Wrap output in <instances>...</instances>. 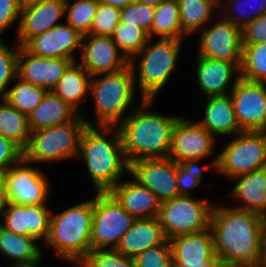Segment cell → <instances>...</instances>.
Masks as SVG:
<instances>
[{
    "label": "cell",
    "instance_id": "obj_51",
    "mask_svg": "<svg viewBox=\"0 0 266 267\" xmlns=\"http://www.w3.org/2000/svg\"><path fill=\"white\" fill-rule=\"evenodd\" d=\"M137 2L143 3L145 5L156 7L159 4L168 1V0H136Z\"/></svg>",
    "mask_w": 266,
    "mask_h": 267
},
{
    "label": "cell",
    "instance_id": "obj_43",
    "mask_svg": "<svg viewBox=\"0 0 266 267\" xmlns=\"http://www.w3.org/2000/svg\"><path fill=\"white\" fill-rule=\"evenodd\" d=\"M177 185L179 195L190 196V190L202 180V169L197 163H177Z\"/></svg>",
    "mask_w": 266,
    "mask_h": 267
},
{
    "label": "cell",
    "instance_id": "obj_17",
    "mask_svg": "<svg viewBox=\"0 0 266 267\" xmlns=\"http://www.w3.org/2000/svg\"><path fill=\"white\" fill-rule=\"evenodd\" d=\"M73 62L69 58L38 57L19 46L17 77L50 91Z\"/></svg>",
    "mask_w": 266,
    "mask_h": 267
},
{
    "label": "cell",
    "instance_id": "obj_50",
    "mask_svg": "<svg viewBox=\"0 0 266 267\" xmlns=\"http://www.w3.org/2000/svg\"><path fill=\"white\" fill-rule=\"evenodd\" d=\"M260 267H266V220L263 234V249H262V261Z\"/></svg>",
    "mask_w": 266,
    "mask_h": 267
},
{
    "label": "cell",
    "instance_id": "obj_10",
    "mask_svg": "<svg viewBox=\"0 0 266 267\" xmlns=\"http://www.w3.org/2000/svg\"><path fill=\"white\" fill-rule=\"evenodd\" d=\"M136 219L109 192L93 199L91 249H115Z\"/></svg>",
    "mask_w": 266,
    "mask_h": 267
},
{
    "label": "cell",
    "instance_id": "obj_37",
    "mask_svg": "<svg viewBox=\"0 0 266 267\" xmlns=\"http://www.w3.org/2000/svg\"><path fill=\"white\" fill-rule=\"evenodd\" d=\"M251 2H252V0H224V2L220 3L219 9H220V12H222V13H228V11H230V10H228L229 6L232 5L231 7L232 8L234 7L233 10L230 11V12H232V14H225L223 16V18L225 20L232 22L233 24L237 25L238 27H240L242 29L246 24H248L251 21H253L254 19L266 14V0H260V1L256 0L255 1L256 4L258 3L257 8L254 7L255 9L252 10L251 9L252 7H250V9H251L250 12H246L243 8H245L246 5H248V6L252 5ZM255 2L253 1L252 3H255ZM227 7H228V9H227ZM222 9H223V11H222ZM247 11H249V9Z\"/></svg>",
    "mask_w": 266,
    "mask_h": 267
},
{
    "label": "cell",
    "instance_id": "obj_49",
    "mask_svg": "<svg viewBox=\"0 0 266 267\" xmlns=\"http://www.w3.org/2000/svg\"><path fill=\"white\" fill-rule=\"evenodd\" d=\"M136 0H98L99 3L108 4L118 8H123L128 6L131 3H134Z\"/></svg>",
    "mask_w": 266,
    "mask_h": 267
},
{
    "label": "cell",
    "instance_id": "obj_8",
    "mask_svg": "<svg viewBox=\"0 0 266 267\" xmlns=\"http://www.w3.org/2000/svg\"><path fill=\"white\" fill-rule=\"evenodd\" d=\"M213 159L218 173L236 178L266 167V132L241 131Z\"/></svg>",
    "mask_w": 266,
    "mask_h": 267
},
{
    "label": "cell",
    "instance_id": "obj_52",
    "mask_svg": "<svg viewBox=\"0 0 266 267\" xmlns=\"http://www.w3.org/2000/svg\"><path fill=\"white\" fill-rule=\"evenodd\" d=\"M41 259L38 261H35L33 263H28V264H12L9 267H39L37 266L38 263H40Z\"/></svg>",
    "mask_w": 266,
    "mask_h": 267
},
{
    "label": "cell",
    "instance_id": "obj_4",
    "mask_svg": "<svg viewBox=\"0 0 266 267\" xmlns=\"http://www.w3.org/2000/svg\"><path fill=\"white\" fill-rule=\"evenodd\" d=\"M92 219L93 199L51 214L49 235L44 242L61 259L77 266L91 250Z\"/></svg>",
    "mask_w": 266,
    "mask_h": 267
},
{
    "label": "cell",
    "instance_id": "obj_5",
    "mask_svg": "<svg viewBox=\"0 0 266 267\" xmlns=\"http://www.w3.org/2000/svg\"><path fill=\"white\" fill-rule=\"evenodd\" d=\"M150 40L152 39L149 38L146 45L135 55L136 57L129 61L134 72L135 85L139 83L142 99L146 100H154L168 81L178 62L182 43L180 39L159 38L152 45ZM137 58L139 59L138 68L135 63ZM136 69L139 77L135 75Z\"/></svg>",
    "mask_w": 266,
    "mask_h": 267
},
{
    "label": "cell",
    "instance_id": "obj_30",
    "mask_svg": "<svg viewBox=\"0 0 266 267\" xmlns=\"http://www.w3.org/2000/svg\"><path fill=\"white\" fill-rule=\"evenodd\" d=\"M1 100L3 102L0 103V134L24 150L31 135L28 116L15 109L5 98Z\"/></svg>",
    "mask_w": 266,
    "mask_h": 267
},
{
    "label": "cell",
    "instance_id": "obj_11",
    "mask_svg": "<svg viewBox=\"0 0 266 267\" xmlns=\"http://www.w3.org/2000/svg\"><path fill=\"white\" fill-rule=\"evenodd\" d=\"M229 91L240 129L266 132V83L237 77Z\"/></svg>",
    "mask_w": 266,
    "mask_h": 267
},
{
    "label": "cell",
    "instance_id": "obj_44",
    "mask_svg": "<svg viewBox=\"0 0 266 267\" xmlns=\"http://www.w3.org/2000/svg\"><path fill=\"white\" fill-rule=\"evenodd\" d=\"M23 158V150L12 140L0 134V174Z\"/></svg>",
    "mask_w": 266,
    "mask_h": 267
},
{
    "label": "cell",
    "instance_id": "obj_29",
    "mask_svg": "<svg viewBox=\"0 0 266 267\" xmlns=\"http://www.w3.org/2000/svg\"><path fill=\"white\" fill-rule=\"evenodd\" d=\"M33 236L19 235L0 224V251L11 259L13 264H28L42 259V251Z\"/></svg>",
    "mask_w": 266,
    "mask_h": 267
},
{
    "label": "cell",
    "instance_id": "obj_23",
    "mask_svg": "<svg viewBox=\"0 0 266 267\" xmlns=\"http://www.w3.org/2000/svg\"><path fill=\"white\" fill-rule=\"evenodd\" d=\"M196 76L202 94L208 96L226 95L227 89L232 84V76L240 77L241 64L228 61L208 59L198 56Z\"/></svg>",
    "mask_w": 266,
    "mask_h": 267
},
{
    "label": "cell",
    "instance_id": "obj_35",
    "mask_svg": "<svg viewBox=\"0 0 266 267\" xmlns=\"http://www.w3.org/2000/svg\"><path fill=\"white\" fill-rule=\"evenodd\" d=\"M111 38L119 51L130 61L146 45L149 36L136 26L120 22Z\"/></svg>",
    "mask_w": 266,
    "mask_h": 267
},
{
    "label": "cell",
    "instance_id": "obj_27",
    "mask_svg": "<svg viewBox=\"0 0 266 267\" xmlns=\"http://www.w3.org/2000/svg\"><path fill=\"white\" fill-rule=\"evenodd\" d=\"M238 179L230 194L244 201L240 210L257 213L266 218V167L233 178Z\"/></svg>",
    "mask_w": 266,
    "mask_h": 267
},
{
    "label": "cell",
    "instance_id": "obj_7",
    "mask_svg": "<svg viewBox=\"0 0 266 267\" xmlns=\"http://www.w3.org/2000/svg\"><path fill=\"white\" fill-rule=\"evenodd\" d=\"M88 125L92 126L79 114L68 123L31 132L23 158L29 163L77 158L81 135Z\"/></svg>",
    "mask_w": 266,
    "mask_h": 267
},
{
    "label": "cell",
    "instance_id": "obj_28",
    "mask_svg": "<svg viewBox=\"0 0 266 267\" xmlns=\"http://www.w3.org/2000/svg\"><path fill=\"white\" fill-rule=\"evenodd\" d=\"M76 62L67 68L52 91L79 113L78 104L89 93L92 76Z\"/></svg>",
    "mask_w": 266,
    "mask_h": 267
},
{
    "label": "cell",
    "instance_id": "obj_16",
    "mask_svg": "<svg viewBox=\"0 0 266 267\" xmlns=\"http://www.w3.org/2000/svg\"><path fill=\"white\" fill-rule=\"evenodd\" d=\"M81 45V61L91 75L112 73L129 65L127 58L119 51L111 36L84 35Z\"/></svg>",
    "mask_w": 266,
    "mask_h": 267
},
{
    "label": "cell",
    "instance_id": "obj_41",
    "mask_svg": "<svg viewBox=\"0 0 266 267\" xmlns=\"http://www.w3.org/2000/svg\"><path fill=\"white\" fill-rule=\"evenodd\" d=\"M12 49L0 40V98H4L8 92L7 87L12 79L17 77V58L19 44Z\"/></svg>",
    "mask_w": 266,
    "mask_h": 267
},
{
    "label": "cell",
    "instance_id": "obj_14",
    "mask_svg": "<svg viewBox=\"0 0 266 267\" xmlns=\"http://www.w3.org/2000/svg\"><path fill=\"white\" fill-rule=\"evenodd\" d=\"M202 27L198 56L242 64L241 28L223 17L210 28Z\"/></svg>",
    "mask_w": 266,
    "mask_h": 267
},
{
    "label": "cell",
    "instance_id": "obj_26",
    "mask_svg": "<svg viewBox=\"0 0 266 267\" xmlns=\"http://www.w3.org/2000/svg\"><path fill=\"white\" fill-rule=\"evenodd\" d=\"M80 113L52 90L47 91L39 105L28 115L31 132L73 121Z\"/></svg>",
    "mask_w": 266,
    "mask_h": 267
},
{
    "label": "cell",
    "instance_id": "obj_24",
    "mask_svg": "<svg viewBox=\"0 0 266 267\" xmlns=\"http://www.w3.org/2000/svg\"><path fill=\"white\" fill-rule=\"evenodd\" d=\"M167 240L158 218L136 219L115 249L125 256L135 257Z\"/></svg>",
    "mask_w": 266,
    "mask_h": 267
},
{
    "label": "cell",
    "instance_id": "obj_42",
    "mask_svg": "<svg viewBox=\"0 0 266 267\" xmlns=\"http://www.w3.org/2000/svg\"><path fill=\"white\" fill-rule=\"evenodd\" d=\"M136 267H173L172 251L169 240L164 244L139 253L134 257Z\"/></svg>",
    "mask_w": 266,
    "mask_h": 267
},
{
    "label": "cell",
    "instance_id": "obj_3",
    "mask_svg": "<svg viewBox=\"0 0 266 267\" xmlns=\"http://www.w3.org/2000/svg\"><path fill=\"white\" fill-rule=\"evenodd\" d=\"M109 133L111 140L106 136ZM79 156L84 158L97 192H108L130 170L116 126L88 125L81 135Z\"/></svg>",
    "mask_w": 266,
    "mask_h": 267
},
{
    "label": "cell",
    "instance_id": "obj_6",
    "mask_svg": "<svg viewBox=\"0 0 266 267\" xmlns=\"http://www.w3.org/2000/svg\"><path fill=\"white\" fill-rule=\"evenodd\" d=\"M100 75L103 76L98 78ZM135 86L130 65L116 72L92 76L89 92L95 102L98 127L117 126L123 121L133 101Z\"/></svg>",
    "mask_w": 266,
    "mask_h": 267
},
{
    "label": "cell",
    "instance_id": "obj_46",
    "mask_svg": "<svg viewBox=\"0 0 266 267\" xmlns=\"http://www.w3.org/2000/svg\"><path fill=\"white\" fill-rule=\"evenodd\" d=\"M21 9L19 0H0V33L21 17Z\"/></svg>",
    "mask_w": 266,
    "mask_h": 267
},
{
    "label": "cell",
    "instance_id": "obj_48",
    "mask_svg": "<svg viewBox=\"0 0 266 267\" xmlns=\"http://www.w3.org/2000/svg\"><path fill=\"white\" fill-rule=\"evenodd\" d=\"M173 267H186L185 265H173ZM198 267H225L221 259L215 253L211 258L207 260V266Z\"/></svg>",
    "mask_w": 266,
    "mask_h": 267
},
{
    "label": "cell",
    "instance_id": "obj_36",
    "mask_svg": "<svg viewBox=\"0 0 266 267\" xmlns=\"http://www.w3.org/2000/svg\"><path fill=\"white\" fill-rule=\"evenodd\" d=\"M98 5V0H76L71 5L69 0H66L65 12L68 11L66 23L83 36L90 34Z\"/></svg>",
    "mask_w": 266,
    "mask_h": 267
},
{
    "label": "cell",
    "instance_id": "obj_38",
    "mask_svg": "<svg viewBox=\"0 0 266 267\" xmlns=\"http://www.w3.org/2000/svg\"><path fill=\"white\" fill-rule=\"evenodd\" d=\"M78 265L79 267H136L134 257L107 248L91 249Z\"/></svg>",
    "mask_w": 266,
    "mask_h": 267
},
{
    "label": "cell",
    "instance_id": "obj_45",
    "mask_svg": "<svg viewBox=\"0 0 266 267\" xmlns=\"http://www.w3.org/2000/svg\"><path fill=\"white\" fill-rule=\"evenodd\" d=\"M242 45H253L266 42V14L262 15L242 29Z\"/></svg>",
    "mask_w": 266,
    "mask_h": 267
},
{
    "label": "cell",
    "instance_id": "obj_53",
    "mask_svg": "<svg viewBox=\"0 0 266 267\" xmlns=\"http://www.w3.org/2000/svg\"><path fill=\"white\" fill-rule=\"evenodd\" d=\"M20 4L22 7L34 4V3H38V2H42L44 0H19Z\"/></svg>",
    "mask_w": 266,
    "mask_h": 267
},
{
    "label": "cell",
    "instance_id": "obj_25",
    "mask_svg": "<svg viewBox=\"0 0 266 267\" xmlns=\"http://www.w3.org/2000/svg\"><path fill=\"white\" fill-rule=\"evenodd\" d=\"M203 119L197 121L214 137L237 135L242 130L237 122L230 94L208 96Z\"/></svg>",
    "mask_w": 266,
    "mask_h": 267
},
{
    "label": "cell",
    "instance_id": "obj_9",
    "mask_svg": "<svg viewBox=\"0 0 266 267\" xmlns=\"http://www.w3.org/2000/svg\"><path fill=\"white\" fill-rule=\"evenodd\" d=\"M213 206L191 195H179L161 202L158 219L166 238L169 240L209 229Z\"/></svg>",
    "mask_w": 266,
    "mask_h": 267
},
{
    "label": "cell",
    "instance_id": "obj_18",
    "mask_svg": "<svg viewBox=\"0 0 266 267\" xmlns=\"http://www.w3.org/2000/svg\"><path fill=\"white\" fill-rule=\"evenodd\" d=\"M81 35L68 23H61L43 34L31 38L23 47L31 54L46 58H69L74 62L73 51L81 50Z\"/></svg>",
    "mask_w": 266,
    "mask_h": 267
},
{
    "label": "cell",
    "instance_id": "obj_15",
    "mask_svg": "<svg viewBox=\"0 0 266 267\" xmlns=\"http://www.w3.org/2000/svg\"><path fill=\"white\" fill-rule=\"evenodd\" d=\"M129 173L161 202L179 196L177 163L169 157L134 161L130 163Z\"/></svg>",
    "mask_w": 266,
    "mask_h": 267
},
{
    "label": "cell",
    "instance_id": "obj_20",
    "mask_svg": "<svg viewBox=\"0 0 266 267\" xmlns=\"http://www.w3.org/2000/svg\"><path fill=\"white\" fill-rule=\"evenodd\" d=\"M65 7L66 0H44L22 7L17 28L19 46L61 24L58 20L66 13Z\"/></svg>",
    "mask_w": 266,
    "mask_h": 267
},
{
    "label": "cell",
    "instance_id": "obj_1",
    "mask_svg": "<svg viewBox=\"0 0 266 267\" xmlns=\"http://www.w3.org/2000/svg\"><path fill=\"white\" fill-rule=\"evenodd\" d=\"M265 220L254 212L213 206L209 228L225 267L261 266Z\"/></svg>",
    "mask_w": 266,
    "mask_h": 267
},
{
    "label": "cell",
    "instance_id": "obj_19",
    "mask_svg": "<svg viewBox=\"0 0 266 267\" xmlns=\"http://www.w3.org/2000/svg\"><path fill=\"white\" fill-rule=\"evenodd\" d=\"M47 205H20L8 202L2 212L3 223L8 230L19 235L33 236L37 240H47L50 230L51 214Z\"/></svg>",
    "mask_w": 266,
    "mask_h": 267
},
{
    "label": "cell",
    "instance_id": "obj_54",
    "mask_svg": "<svg viewBox=\"0 0 266 267\" xmlns=\"http://www.w3.org/2000/svg\"><path fill=\"white\" fill-rule=\"evenodd\" d=\"M213 1H215L218 5H220L221 1L223 0H213Z\"/></svg>",
    "mask_w": 266,
    "mask_h": 267
},
{
    "label": "cell",
    "instance_id": "obj_34",
    "mask_svg": "<svg viewBox=\"0 0 266 267\" xmlns=\"http://www.w3.org/2000/svg\"><path fill=\"white\" fill-rule=\"evenodd\" d=\"M240 77L266 83V42L243 45Z\"/></svg>",
    "mask_w": 266,
    "mask_h": 267
},
{
    "label": "cell",
    "instance_id": "obj_33",
    "mask_svg": "<svg viewBox=\"0 0 266 267\" xmlns=\"http://www.w3.org/2000/svg\"><path fill=\"white\" fill-rule=\"evenodd\" d=\"M20 80L13 88L7 89L4 97L15 109L28 116L44 98L47 89Z\"/></svg>",
    "mask_w": 266,
    "mask_h": 267
},
{
    "label": "cell",
    "instance_id": "obj_12",
    "mask_svg": "<svg viewBox=\"0 0 266 267\" xmlns=\"http://www.w3.org/2000/svg\"><path fill=\"white\" fill-rule=\"evenodd\" d=\"M25 164L29 165V162L22 158L1 173L8 202L20 205H46L50 188L46 176L37 168Z\"/></svg>",
    "mask_w": 266,
    "mask_h": 267
},
{
    "label": "cell",
    "instance_id": "obj_32",
    "mask_svg": "<svg viewBox=\"0 0 266 267\" xmlns=\"http://www.w3.org/2000/svg\"><path fill=\"white\" fill-rule=\"evenodd\" d=\"M182 31L190 35L208 23L219 5L213 0H177Z\"/></svg>",
    "mask_w": 266,
    "mask_h": 267
},
{
    "label": "cell",
    "instance_id": "obj_2",
    "mask_svg": "<svg viewBox=\"0 0 266 267\" xmlns=\"http://www.w3.org/2000/svg\"><path fill=\"white\" fill-rule=\"evenodd\" d=\"M153 101L142 99L139 108L116 126L129 164L140 159L168 158L173 130L180 117L147 111Z\"/></svg>",
    "mask_w": 266,
    "mask_h": 267
},
{
    "label": "cell",
    "instance_id": "obj_31",
    "mask_svg": "<svg viewBox=\"0 0 266 267\" xmlns=\"http://www.w3.org/2000/svg\"><path fill=\"white\" fill-rule=\"evenodd\" d=\"M159 35L163 39H180L187 35L182 31L177 0H168L155 7L151 38Z\"/></svg>",
    "mask_w": 266,
    "mask_h": 267
},
{
    "label": "cell",
    "instance_id": "obj_47",
    "mask_svg": "<svg viewBox=\"0 0 266 267\" xmlns=\"http://www.w3.org/2000/svg\"><path fill=\"white\" fill-rule=\"evenodd\" d=\"M8 204L7 194H6V187L4 180L0 174V215L5 210Z\"/></svg>",
    "mask_w": 266,
    "mask_h": 267
},
{
    "label": "cell",
    "instance_id": "obj_13",
    "mask_svg": "<svg viewBox=\"0 0 266 267\" xmlns=\"http://www.w3.org/2000/svg\"><path fill=\"white\" fill-rule=\"evenodd\" d=\"M215 141L197 121L180 117L173 130L168 157L176 163H196L212 154Z\"/></svg>",
    "mask_w": 266,
    "mask_h": 267
},
{
    "label": "cell",
    "instance_id": "obj_40",
    "mask_svg": "<svg viewBox=\"0 0 266 267\" xmlns=\"http://www.w3.org/2000/svg\"><path fill=\"white\" fill-rule=\"evenodd\" d=\"M121 8L99 3L91 25L90 34L97 36H111L120 23Z\"/></svg>",
    "mask_w": 266,
    "mask_h": 267
},
{
    "label": "cell",
    "instance_id": "obj_21",
    "mask_svg": "<svg viewBox=\"0 0 266 267\" xmlns=\"http://www.w3.org/2000/svg\"><path fill=\"white\" fill-rule=\"evenodd\" d=\"M108 192L135 219L159 216L161 201L137 180L119 182Z\"/></svg>",
    "mask_w": 266,
    "mask_h": 267
},
{
    "label": "cell",
    "instance_id": "obj_39",
    "mask_svg": "<svg viewBox=\"0 0 266 267\" xmlns=\"http://www.w3.org/2000/svg\"><path fill=\"white\" fill-rule=\"evenodd\" d=\"M155 7L135 1L121 8L120 22L142 29L151 39L152 22Z\"/></svg>",
    "mask_w": 266,
    "mask_h": 267
},
{
    "label": "cell",
    "instance_id": "obj_22",
    "mask_svg": "<svg viewBox=\"0 0 266 267\" xmlns=\"http://www.w3.org/2000/svg\"><path fill=\"white\" fill-rule=\"evenodd\" d=\"M169 242L173 265L207 266V260L215 254L210 228L201 232L176 236L169 239Z\"/></svg>",
    "mask_w": 266,
    "mask_h": 267
}]
</instances>
